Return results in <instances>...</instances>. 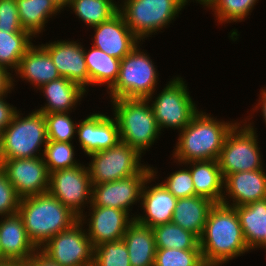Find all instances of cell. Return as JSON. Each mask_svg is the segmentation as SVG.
Returning <instances> with one entry per match:
<instances>
[{"label": "cell", "instance_id": "6da1fadb", "mask_svg": "<svg viewBox=\"0 0 266 266\" xmlns=\"http://www.w3.org/2000/svg\"><path fill=\"white\" fill-rule=\"evenodd\" d=\"M199 245L206 266H222L251 252L236 209L222 203L211 208Z\"/></svg>", "mask_w": 266, "mask_h": 266}, {"label": "cell", "instance_id": "7a4b0ae2", "mask_svg": "<svg viewBox=\"0 0 266 266\" xmlns=\"http://www.w3.org/2000/svg\"><path fill=\"white\" fill-rule=\"evenodd\" d=\"M238 121L217 119L200 110L179 132L172 160L184 164L191 161L218 160L228 132Z\"/></svg>", "mask_w": 266, "mask_h": 266}, {"label": "cell", "instance_id": "3957f363", "mask_svg": "<svg viewBox=\"0 0 266 266\" xmlns=\"http://www.w3.org/2000/svg\"><path fill=\"white\" fill-rule=\"evenodd\" d=\"M18 214L28 237L38 249L79 220L76 214L49 192L21 198Z\"/></svg>", "mask_w": 266, "mask_h": 266}, {"label": "cell", "instance_id": "277c9868", "mask_svg": "<svg viewBox=\"0 0 266 266\" xmlns=\"http://www.w3.org/2000/svg\"><path fill=\"white\" fill-rule=\"evenodd\" d=\"M110 102L120 140L143 156L161 135L148 99L120 98Z\"/></svg>", "mask_w": 266, "mask_h": 266}, {"label": "cell", "instance_id": "5b68a950", "mask_svg": "<svg viewBox=\"0 0 266 266\" xmlns=\"http://www.w3.org/2000/svg\"><path fill=\"white\" fill-rule=\"evenodd\" d=\"M244 118L228 132L220 151L218 164L223 178L235 172L265 168L258 144L257 128L252 120L254 117L250 113Z\"/></svg>", "mask_w": 266, "mask_h": 266}, {"label": "cell", "instance_id": "8992f818", "mask_svg": "<svg viewBox=\"0 0 266 266\" xmlns=\"http://www.w3.org/2000/svg\"><path fill=\"white\" fill-rule=\"evenodd\" d=\"M19 110L1 132L3 158L43 157L48 142L44 113L33 109L25 115Z\"/></svg>", "mask_w": 266, "mask_h": 266}, {"label": "cell", "instance_id": "52a82bcc", "mask_svg": "<svg viewBox=\"0 0 266 266\" xmlns=\"http://www.w3.org/2000/svg\"><path fill=\"white\" fill-rule=\"evenodd\" d=\"M119 1L118 11L124 17L130 30L142 42L152 35L162 33L161 30L168 28L167 26H170L169 24L179 17L180 11H183L186 5H190L185 0Z\"/></svg>", "mask_w": 266, "mask_h": 266}, {"label": "cell", "instance_id": "ba28073f", "mask_svg": "<svg viewBox=\"0 0 266 266\" xmlns=\"http://www.w3.org/2000/svg\"><path fill=\"white\" fill-rule=\"evenodd\" d=\"M139 43L120 64L119 75L115 84L107 91L110 100L120 98H149L159 84L157 66Z\"/></svg>", "mask_w": 266, "mask_h": 266}, {"label": "cell", "instance_id": "9c48e42d", "mask_svg": "<svg viewBox=\"0 0 266 266\" xmlns=\"http://www.w3.org/2000/svg\"><path fill=\"white\" fill-rule=\"evenodd\" d=\"M165 85L159 94L156 90L147 99L161 133L164 128L180 132L199 112V107L190 96L186 80L180 75L173 76Z\"/></svg>", "mask_w": 266, "mask_h": 266}, {"label": "cell", "instance_id": "30bf717a", "mask_svg": "<svg viewBox=\"0 0 266 266\" xmlns=\"http://www.w3.org/2000/svg\"><path fill=\"white\" fill-rule=\"evenodd\" d=\"M87 157L91 159L86 165L92 185L133 176L146 165L143 156L121 140L111 148Z\"/></svg>", "mask_w": 266, "mask_h": 266}, {"label": "cell", "instance_id": "8fae6325", "mask_svg": "<svg viewBox=\"0 0 266 266\" xmlns=\"http://www.w3.org/2000/svg\"><path fill=\"white\" fill-rule=\"evenodd\" d=\"M84 228L78 220L49 239L39 250L61 266H93L94 247Z\"/></svg>", "mask_w": 266, "mask_h": 266}, {"label": "cell", "instance_id": "7c38bea8", "mask_svg": "<svg viewBox=\"0 0 266 266\" xmlns=\"http://www.w3.org/2000/svg\"><path fill=\"white\" fill-rule=\"evenodd\" d=\"M48 192L80 217L91 204L92 183L87 166L82 162L50 173Z\"/></svg>", "mask_w": 266, "mask_h": 266}, {"label": "cell", "instance_id": "4fadbf2b", "mask_svg": "<svg viewBox=\"0 0 266 266\" xmlns=\"http://www.w3.org/2000/svg\"><path fill=\"white\" fill-rule=\"evenodd\" d=\"M152 174L151 166L146 164L137 174L112 182L92 185L89 206L112 207L124 210L135 218L133 206L140 203L144 182ZM131 212V213H130Z\"/></svg>", "mask_w": 266, "mask_h": 266}, {"label": "cell", "instance_id": "5bb4252c", "mask_svg": "<svg viewBox=\"0 0 266 266\" xmlns=\"http://www.w3.org/2000/svg\"><path fill=\"white\" fill-rule=\"evenodd\" d=\"M88 208L89 211H85L79 217V221L83 225L87 224L88 228L85 230L93 247L105 242L122 240L127 227L134 221L132 215L124 210L101 206Z\"/></svg>", "mask_w": 266, "mask_h": 266}, {"label": "cell", "instance_id": "9a60e30c", "mask_svg": "<svg viewBox=\"0 0 266 266\" xmlns=\"http://www.w3.org/2000/svg\"><path fill=\"white\" fill-rule=\"evenodd\" d=\"M2 169L21 198L49 191L50 173L43 157L4 159Z\"/></svg>", "mask_w": 266, "mask_h": 266}, {"label": "cell", "instance_id": "2e32d148", "mask_svg": "<svg viewBox=\"0 0 266 266\" xmlns=\"http://www.w3.org/2000/svg\"><path fill=\"white\" fill-rule=\"evenodd\" d=\"M157 170V171H156ZM152 174L144 182L140 204L142 214H136L134 220L147 227L170 223L173 218L177 198L174 197L161 183L152 184L157 176L158 169L151 166ZM149 184H152L149 186Z\"/></svg>", "mask_w": 266, "mask_h": 266}, {"label": "cell", "instance_id": "e0dca14e", "mask_svg": "<svg viewBox=\"0 0 266 266\" xmlns=\"http://www.w3.org/2000/svg\"><path fill=\"white\" fill-rule=\"evenodd\" d=\"M50 55L61 77L75 82L87 91L89 75L84 57V45L74 40H56L40 44Z\"/></svg>", "mask_w": 266, "mask_h": 266}, {"label": "cell", "instance_id": "ac0fdd59", "mask_svg": "<svg viewBox=\"0 0 266 266\" xmlns=\"http://www.w3.org/2000/svg\"><path fill=\"white\" fill-rule=\"evenodd\" d=\"M106 114L95 112L78 121L76 136L86 156L111 148L120 141L116 119Z\"/></svg>", "mask_w": 266, "mask_h": 266}, {"label": "cell", "instance_id": "d6986e66", "mask_svg": "<svg viewBox=\"0 0 266 266\" xmlns=\"http://www.w3.org/2000/svg\"><path fill=\"white\" fill-rule=\"evenodd\" d=\"M92 29L94 36L91 38L93 39L91 45L119 60H122L141 43L119 11L109 20L92 27Z\"/></svg>", "mask_w": 266, "mask_h": 266}, {"label": "cell", "instance_id": "ffe728a7", "mask_svg": "<svg viewBox=\"0 0 266 266\" xmlns=\"http://www.w3.org/2000/svg\"><path fill=\"white\" fill-rule=\"evenodd\" d=\"M265 171L266 169L263 168L227 175L224 178V194L221 203L236 207L266 199Z\"/></svg>", "mask_w": 266, "mask_h": 266}, {"label": "cell", "instance_id": "44dd1931", "mask_svg": "<svg viewBox=\"0 0 266 266\" xmlns=\"http://www.w3.org/2000/svg\"><path fill=\"white\" fill-rule=\"evenodd\" d=\"M15 75V77H14ZM17 76V78H16ZM57 67L49 53L40 45L33 44L21 58L17 69L12 74V87L16 88L18 78L30 83L33 88H40L53 80L60 78ZM16 78V79H15Z\"/></svg>", "mask_w": 266, "mask_h": 266}, {"label": "cell", "instance_id": "7402d4cb", "mask_svg": "<svg viewBox=\"0 0 266 266\" xmlns=\"http://www.w3.org/2000/svg\"><path fill=\"white\" fill-rule=\"evenodd\" d=\"M0 247L2 261L25 262L38 248L30 240L19 214L0 217Z\"/></svg>", "mask_w": 266, "mask_h": 266}, {"label": "cell", "instance_id": "603a6c76", "mask_svg": "<svg viewBox=\"0 0 266 266\" xmlns=\"http://www.w3.org/2000/svg\"><path fill=\"white\" fill-rule=\"evenodd\" d=\"M46 99L44 106L36 109L44 114L74 112L87 91L73 81L60 77L37 89ZM73 109V111H72Z\"/></svg>", "mask_w": 266, "mask_h": 266}, {"label": "cell", "instance_id": "cb8c5ba5", "mask_svg": "<svg viewBox=\"0 0 266 266\" xmlns=\"http://www.w3.org/2000/svg\"><path fill=\"white\" fill-rule=\"evenodd\" d=\"M178 164L190 169L195 195L207 198L215 204H220L224 194V178L219 168L218 160L191 161Z\"/></svg>", "mask_w": 266, "mask_h": 266}, {"label": "cell", "instance_id": "d4e9b609", "mask_svg": "<svg viewBox=\"0 0 266 266\" xmlns=\"http://www.w3.org/2000/svg\"><path fill=\"white\" fill-rule=\"evenodd\" d=\"M214 204L211 200L197 195L179 198L171 222L200 238Z\"/></svg>", "mask_w": 266, "mask_h": 266}, {"label": "cell", "instance_id": "484cf974", "mask_svg": "<svg viewBox=\"0 0 266 266\" xmlns=\"http://www.w3.org/2000/svg\"><path fill=\"white\" fill-rule=\"evenodd\" d=\"M123 241L131 266H154L156 246L151 227L143 226L134 220L127 227Z\"/></svg>", "mask_w": 266, "mask_h": 266}, {"label": "cell", "instance_id": "4316f807", "mask_svg": "<svg viewBox=\"0 0 266 266\" xmlns=\"http://www.w3.org/2000/svg\"><path fill=\"white\" fill-rule=\"evenodd\" d=\"M234 208L249 250H259L266 241V199Z\"/></svg>", "mask_w": 266, "mask_h": 266}, {"label": "cell", "instance_id": "83f0119b", "mask_svg": "<svg viewBox=\"0 0 266 266\" xmlns=\"http://www.w3.org/2000/svg\"><path fill=\"white\" fill-rule=\"evenodd\" d=\"M19 20L25 31L34 38L39 37L52 17L61 13V9L53 0H16ZM40 34V35H39Z\"/></svg>", "mask_w": 266, "mask_h": 266}, {"label": "cell", "instance_id": "f1b7e54d", "mask_svg": "<svg viewBox=\"0 0 266 266\" xmlns=\"http://www.w3.org/2000/svg\"><path fill=\"white\" fill-rule=\"evenodd\" d=\"M84 57L89 75V86H107V91L117 81L121 60L109 56L102 50L91 45L84 48Z\"/></svg>", "mask_w": 266, "mask_h": 266}, {"label": "cell", "instance_id": "f546056e", "mask_svg": "<svg viewBox=\"0 0 266 266\" xmlns=\"http://www.w3.org/2000/svg\"><path fill=\"white\" fill-rule=\"evenodd\" d=\"M68 8L84 25L92 28L114 16L119 3L116 0H70Z\"/></svg>", "mask_w": 266, "mask_h": 266}, {"label": "cell", "instance_id": "4dcf8cb0", "mask_svg": "<svg viewBox=\"0 0 266 266\" xmlns=\"http://www.w3.org/2000/svg\"><path fill=\"white\" fill-rule=\"evenodd\" d=\"M29 32H6L0 30V66L11 74L19 65L21 58L34 44Z\"/></svg>", "mask_w": 266, "mask_h": 266}, {"label": "cell", "instance_id": "1f68e13d", "mask_svg": "<svg viewBox=\"0 0 266 266\" xmlns=\"http://www.w3.org/2000/svg\"><path fill=\"white\" fill-rule=\"evenodd\" d=\"M155 237L156 249H200L199 238L170 222L152 228Z\"/></svg>", "mask_w": 266, "mask_h": 266}, {"label": "cell", "instance_id": "d6a6232c", "mask_svg": "<svg viewBox=\"0 0 266 266\" xmlns=\"http://www.w3.org/2000/svg\"><path fill=\"white\" fill-rule=\"evenodd\" d=\"M259 0H209L205 10H212L219 25L242 22L251 15Z\"/></svg>", "mask_w": 266, "mask_h": 266}, {"label": "cell", "instance_id": "836d02e7", "mask_svg": "<svg viewBox=\"0 0 266 266\" xmlns=\"http://www.w3.org/2000/svg\"><path fill=\"white\" fill-rule=\"evenodd\" d=\"M73 142H57L48 140L43 153V159L49 173L61 169H68L81 164L76 160ZM75 151V152H74Z\"/></svg>", "mask_w": 266, "mask_h": 266}, {"label": "cell", "instance_id": "e575fe53", "mask_svg": "<svg viewBox=\"0 0 266 266\" xmlns=\"http://www.w3.org/2000/svg\"><path fill=\"white\" fill-rule=\"evenodd\" d=\"M72 112L44 114L48 140L72 142L77 132L78 122L70 117Z\"/></svg>", "mask_w": 266, "mask_h": 266}, {"label": "cell", "instance_id": "d590c367", "mask_svg": "<svg viewBox=\"0 0 266 266\" xmlns=\"http://www.w3.org/2000/svg\"><path fill=\"white\" fill-rule=\"evenodd\" d=\"M154 266H206L201 249H156Z\"/></svg>", "mask_w": 266, "mask_h": 266}, {"label": "cell", "instance_id": "8d00e7d4", "mask_svg": "<svg viewBox=\"0 0 266 266\" xmlns=\"http://www.w3.org/2000/svg\"><path fill=\"white\" fill-rule=\"evenodd\" d=\"M125 242H105L94 247L93 266H131Z\"/></svg>", "mask_w": 266, "mask_h": 266}, {"label": "cell", "instance_id": "74e56055", "mask_svg": "<svg viewBox=\"0 0 266 266\" xmlns=\"http://www.w3.org/2000/svg\"><path fill=\"white\" fill-rule=\"evenodd\" d=\"M183 168L171 172L160 182L177 199L195 196L190 169L187 166Z\"/></svg>", "mask_w": 266, "mask_h": 266}, {"label": "cell", "instance_id": "f35d334b", "mask_svg": "<svg viewBox=\"0 0 266 266\" xmlns=\"http://www.w3.org/2000/svg\"><path fill=\"white\" fill-rule=\"evenodd\" d=\"M21 197L8 179L7 173L0 169V217L18 213Z\"/></svg>", "mask_w": 266, "mask_h": 266}, {"label": "cell", "instance_id": "ab89813d", "mask_svg": "<svg viewBox=\"0 0 266 266\" xmlns=\"http://www.w3.org/2000/svg\"><path fill=\"white\" fill-rule=\"evenodd\" d=\"M0 30L6 32H28L20 24L16 0H0Z\"/></svg>", "mask_w": 266, "mask_h": 266}, {"label": "cell", "instance_id": "60d3db41", "mask_svg": "<svg viewBox=\"0 0 266 266\" xmlns=\"http://www.w3.org/2000/svg\"><path fill=\"white\" fill-rule=\"evenodd\" d=\"M8 96L0 97V132H2L12 121L17 107L10 104L6 99Z\"/></svg>", "mask_w": 266, "mask_h": 266}, {"label": "cell", "instance_id": "b9f144b4", "mask_svg": "<svg viewBox=\"0 0 266 266\" xmlns=\"http://www.w3.org/2000/svg\"><path fill=\"white\" fill-rule=\"evenodd\" d=\"M12 90V74L0 66V97L11 94Z\"/></svg>", "mask_w": 266, "mask_h": 266}, {"label": "cell", "instance_id": "7bdbcfd3", "mask_svg": "<svg viewBox=\"0 0 266 266\" xmlns=\"http://www.w3.org/2000/svg\"><path fill=\"white\" fill-rule=\"evenodd\" d=\"M23 266H61V265H58L55 262L51 261L38 249L31 258L23 262Z\"/></svg>", "mask_w": 266, "mask_h": 266}, {"label": "cell", "instance_id": "ee69618b", "mask_svg": "<svg viewBox=\"0 0 266 266\" xmlns=\"http://www.w3.org/2000/svg\"><path fill=\"white\" fill-rule=\"evenodd\" d=\"M259 96V100L258 103L256 105H254V107L250 110L252 112V114L254 115V112L258 113V110L261 111L260 113L262 114L261 116H263V120L264 123L266 125V87H263L260 90V94ZM261 109V110H260Z\"/></svg>", "mask_w": 266, "mask_h": 266}, {"label": "cell", "instance_id": "f6af8a7d", "mask_svg": "<svg viewBox=\"0 0 266 266\" xmlns=\"http://www.w3.org/2000/svg\"><path fill=\"white\" fill-rule=\"evenodd\" d=\"M0 266H23V263L20 261H0Z\"/></svg>", "mask_w": 266, "mask_h": 266}, {"label": "cell", "instance_id": "bcb514c9", "mask_svg": "<svg viewBox=\"0 0 266 266\" xmlns=\"http://www.w3.org/2000/svg\"><path fill=\"white\" fill-rule=\"evenodd\" d=\"M58 7L63 11L64 9L66 10V7H68L70 0H53ZM65 7V8H64Z\"/></svg>", "mask_w": 266, "mask_h": 266}, {"label": "cell", "instance_id": "7dc6e473", "mask_svg": "<svg viewBox=\"0 0 266 266\" xmlns=\"http://www.w3.org/2000/svg\"><path fill=\"white\" fill-rule=\"evenodd\" d=\"M3 162L4 158L2 154V143H1V132H0V169L3 167Z\"/></svg>", "mask_w": 266, "mask_h": 266}, {"label": "cell", "instance_id": "c3c4849f", "mask_svg": "<svg viewBox=\"0 0 266 266\" xmlns=\"http://www.w3.org/2000/svg\"><path fill=\"white\" fill-rule=\"evenodd\" d=\"M188 4L192 1V2H195L196 1V3L198 2V4L200 3V5H203V7L207 4V2L209 1V0H185Z\"/></svg>", "mask_w": 266, "mask_h": 266}, {"label": "cell", "instance_id": "681fc988", "mask_svg": "<svg viewBox=\"0 0 266 266\" xmlns=\"http://www.w3.org/2000/svg\"><path fill=\"white\" fill-rule=\"evenodd\" d=\"M260 249L262 250V249H264V250H266V241H265V243L260 247ZM266 253V252H265Z\"/></svg>", "mask_w": 266, "mask_h": 266}, {"label": "cell", "instance_id": "f907efd6", "mask_svg": "<svg viewBox=\"0 0 266 266\" xmlns=\"http://www.w3.org/2000/svg\"><path fill=\"white\" fill-rule=\"evenodd\" d=\"M0 261H2V251H1V247H0Z\"/></svg>", "mask_w": 266, "mask_h": 266}]
</instances>
